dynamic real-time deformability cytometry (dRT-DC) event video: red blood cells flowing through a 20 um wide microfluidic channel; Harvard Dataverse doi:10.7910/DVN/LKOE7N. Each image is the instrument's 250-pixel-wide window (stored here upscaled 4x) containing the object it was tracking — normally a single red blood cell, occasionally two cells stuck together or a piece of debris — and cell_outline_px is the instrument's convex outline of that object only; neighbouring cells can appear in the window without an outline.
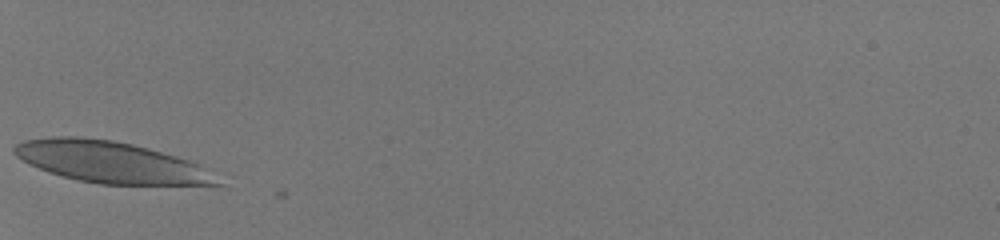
{"species": "human", "species_latin": "Homo sapiens", "temperature_condition": "room temperature", "stored_images_in_passage": 8, "camera_frame_rate_fps": 3000, "um_per_image_px": 0.085, "donor": {"sex": "male"}, "frame": {"image": 1, "passage_image": 1, "time_ms": 0.0, "image_size_px": [1000, 240], "cell_outline_px": [[220, 184], [100, 184], [80, 180], [64, 176], [40, 168], [16, 156], [12, 152], [12, 148], [16, 144], [24, 140], [52, 136], [80, 136], [112, 140], [132, 144], [176, 156], [188, 160], [196, 164]], "centroid_in_image_um": [9.26, 13.75], "position_along_channel_um": 75.7, "area_um2": 47.57}}